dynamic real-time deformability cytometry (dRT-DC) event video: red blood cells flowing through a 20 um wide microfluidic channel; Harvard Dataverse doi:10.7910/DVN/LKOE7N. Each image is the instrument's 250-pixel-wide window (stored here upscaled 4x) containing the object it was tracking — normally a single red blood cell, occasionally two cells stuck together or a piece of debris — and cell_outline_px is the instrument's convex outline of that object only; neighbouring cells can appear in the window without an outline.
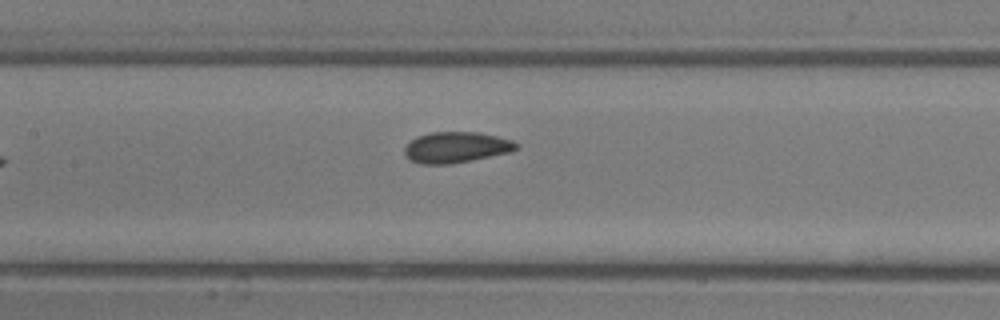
{"species": "common noctule bat (a hibernating species)", "species_latin": "Nyctalus noctula", "temperature_condition": "room temperature", "stored_images_in_passage": 6, "camera_frame_rate_fps": 3000, "um_per_image_px": 0.085, "animal": {"sex": "male", "body_mass_g": 13.3}, "frame": {"image": 1, "passage_image": 6, "time_ms": 6.0, "image_size_px": [1000, 320], "cell_outline_px": [[520, 144], [516, 148], [508, 152], [448, 164], [420, 164], [408, 160], [404, 152], [404, 148], [416, 136], [432, 132], [480, 132], [512, 140]], "centroid_in_image_um": [38.72, 12.51], "position_along_channel_um": 168.7, "area_um2": 19.88}}